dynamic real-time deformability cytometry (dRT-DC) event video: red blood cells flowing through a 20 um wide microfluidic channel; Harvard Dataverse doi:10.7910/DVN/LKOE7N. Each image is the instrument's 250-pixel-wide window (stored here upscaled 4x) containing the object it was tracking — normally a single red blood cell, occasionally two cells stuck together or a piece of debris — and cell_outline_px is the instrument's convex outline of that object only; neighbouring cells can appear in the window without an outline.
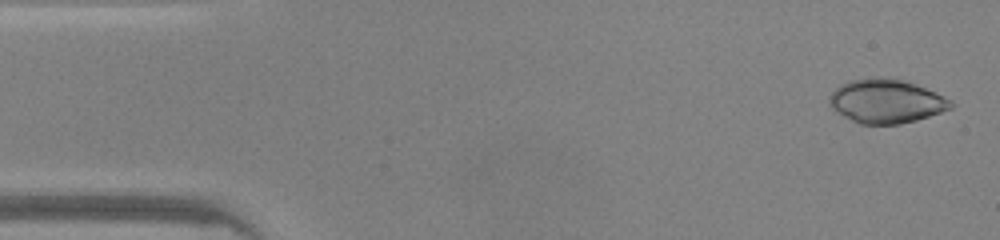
{"species": "common noctule bat (a hibernating species)", "species_latin": "Nyctalus noctula", "temperature_condition": "warm", "stored_images_in_passage": 9, "camera_frame_rate_fps": 3000, "um_per_image_px": 0.085, "animal": {"sex": "male", "body_mass_g": 20.0, "forearm_length_mm": 53.3}, "frame": {"image": 1, "passage_image": 1, "time_ms": 0.0, "image_size_px": [1000, 240], "cell_outline_px": [[956, 104], [952, 108], [916, 120], [900, 124], [860, 124], [844, 116], [832, 108], [828, 104], [828, 96], [840, 84], [848, 80], [904, 80], [916, 84], [944, 96], [952, 100]], "centroid_in_image_um": [75.34, 8.64], "position_along_channel_um": 9.7, "area_um2": 30.46}}